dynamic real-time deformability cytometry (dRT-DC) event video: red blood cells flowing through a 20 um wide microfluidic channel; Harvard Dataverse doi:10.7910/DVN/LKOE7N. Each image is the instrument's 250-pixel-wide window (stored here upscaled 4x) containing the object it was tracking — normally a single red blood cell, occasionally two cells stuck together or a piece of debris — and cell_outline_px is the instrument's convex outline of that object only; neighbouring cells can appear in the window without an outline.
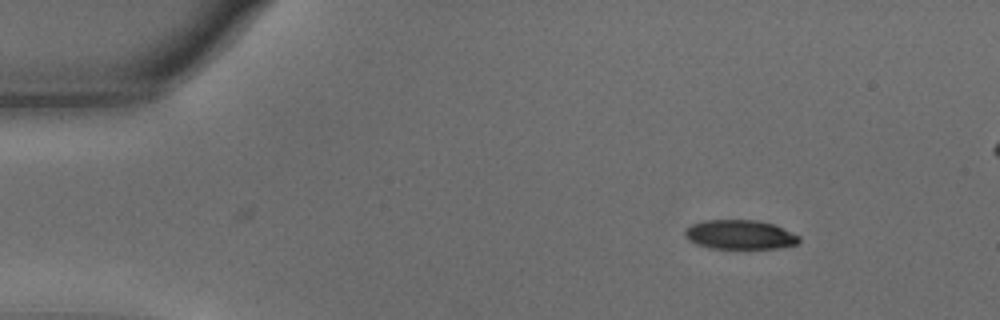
{"species": "common noctule bat (a hibernating species)", "species_latin": "Nyctalus noctula", "temperature_condition": "warm", "stored_images_in_passage": 50, "camera_frame_rate_fps": 3000, "um_per_image_px": 0.085, "animal": {"sex": "male", "body_mass_g": 15.6}, "frame": {"image": 1, "passage_image": 1, "time_ms": 0.0, "image_size_px": [1000, 320], "cell_outline_px": [[800, 240], [796, 244], [776, 248], [712, 248], [696, 244], [688, 240], [684, 236], [684, 228], [692, 224], [704, 220], [760, 220], [776, 224], [800, 236]], "centroid_in_image_um": [62.88, 19.93], "position_along_channel_um": 22.1, "area_um2": 19.65}}
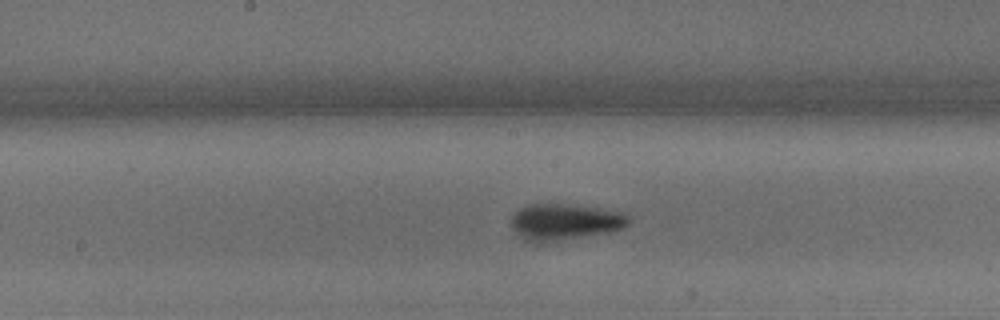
{"frame": {"image": 2, "passage_image": 23, "time_ms": 7.333, "image_size_px": [1000, 320], "cell_outline_px": [[628, 224], [620, 228], [608, 232], [536, 244], [524, 240], [512, 228], [512, 216], [520, 208], [528, 204], [568, 204], [600, 208], [620, 212], [628, 216]], "centroid_in_image_um": [47.95, 18.86], "position_along_channel_um": 200.3, "area_um2": 24.62}}
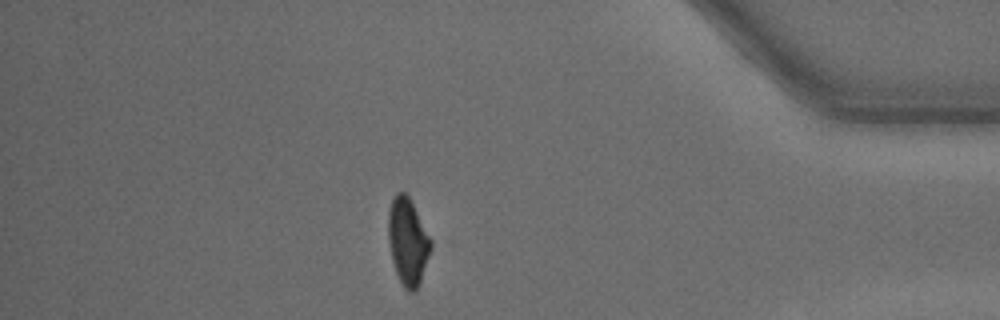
{"frame": {"image": 3, "passage_image": 43, "time_ms": 14.0, "image_size_px": [1000, 320], "cell_outline_px": [[432, 248], [420, 284], [416, 292], [408, 292], [404, 288], [396, 272], [392, 260], [388, 240], [388, 212], [392, 200], [396, 192], [404, 192], [408, 196], [432, 240]], "centroid_in_image_um": [34.67, 20.57], "position_along_channel_um": 400.5, "area_um2": 21.62}, "authors_computed_cell_mechanics": {"area_um2": 22.1952, "velocity_mm_per_s": 3.5542, "shape_relaxation_time_tau1_ms": 3.3281, "shape_relaxation_time_tau2_ms": 3.5315, "deformation_change_tau1": 0.1593, "deformation_change_tau2": 0.0885}}